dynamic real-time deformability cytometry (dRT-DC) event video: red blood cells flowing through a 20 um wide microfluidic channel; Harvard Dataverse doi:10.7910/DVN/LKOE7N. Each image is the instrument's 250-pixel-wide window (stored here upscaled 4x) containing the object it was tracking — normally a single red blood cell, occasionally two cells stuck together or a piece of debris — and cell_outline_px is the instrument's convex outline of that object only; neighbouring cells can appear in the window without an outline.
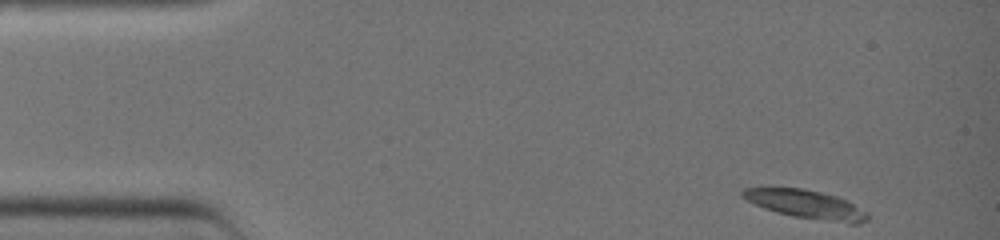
{"species": "common noctule bat (a hibernating species)", "species_latin": "Nyctalus noctula", "temperature_condition": "warm", "stored_images_in_passage": 12, "camera_frame_rate_fps": 3000, "um_per_image_px": 0.085, "animal": {"sex": "female", "body_mass_g": 19.0, "forearm_length_mm": 51.5}, "frame": {"image": 1, "passage_image": 1, "time_ms": 0.0, "image_size_px": [1000, 240], "cell_outline_px": [[868, 220], [860, 224], [848, 224], [792, 216], [776, 212], [764, 208], [740, 196], [740, 192], [744, 188], [768, 184], [804, 188], [836, 196], [868, 212]], "centroid_in_image_um": [68.41, 17.32], "position_along_channel_um": 16.6, "area_um2": 21.56}}